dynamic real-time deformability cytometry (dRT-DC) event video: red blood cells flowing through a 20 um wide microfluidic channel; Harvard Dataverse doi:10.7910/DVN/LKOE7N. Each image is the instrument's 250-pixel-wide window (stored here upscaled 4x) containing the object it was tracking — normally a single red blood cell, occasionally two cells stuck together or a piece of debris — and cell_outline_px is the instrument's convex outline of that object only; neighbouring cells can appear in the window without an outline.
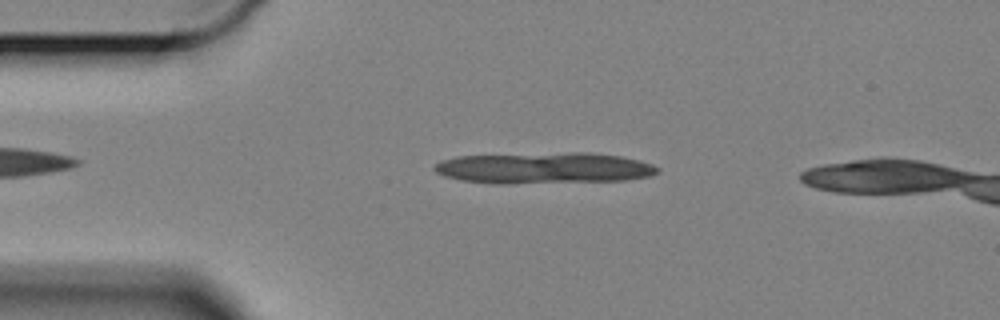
{"species": "Egyptian fruit bat (a non-hibernating species)", "species_latin": "Rousettus aegyptiacus", "temperature_condition": "cold", "stored_images_in_passage": 13, "camera_frame_rate_fps": 3000, "um_per_image_px": 0.085, "animal": {"sex": "female"}, "frame": {"image": 1, "passage_image": 11, "time_ms": 3.333, "image_size_px": [1000, 320], "cell_outline_px": [[660, 172], [648, 176], [624, 180], [464, 180], [444, 176], [436, 172], [432, 168], [440, 160], [456, 156], [572, 152], [592, 152], [620, 156], [640, 160], [652, 164], [660, 168]], "centroid_in_image_um": [46.33, 14.2], "position_along_channel_um": 38.7, "area_um2": 38.32}}